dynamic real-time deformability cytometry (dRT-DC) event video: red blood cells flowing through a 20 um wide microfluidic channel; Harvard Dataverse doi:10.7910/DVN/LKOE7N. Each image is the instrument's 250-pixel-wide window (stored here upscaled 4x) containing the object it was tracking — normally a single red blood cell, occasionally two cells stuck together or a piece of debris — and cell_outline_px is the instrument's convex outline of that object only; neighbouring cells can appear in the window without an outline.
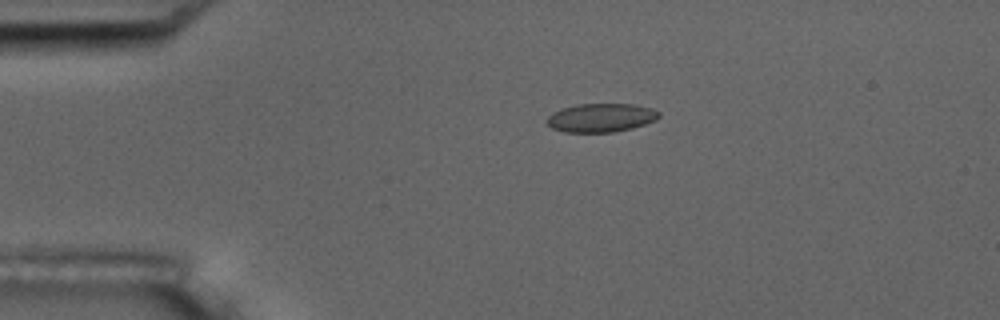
{"species": "common noctule bat (a hibernating species)", "species_latin": "Nyctalus noctula", "temperature_condition": "room temperature", "stored_images_in_passage": 8, "camera_frame_rate_fps": 3000, "um_per_image_px": 0.085, "animal": {"sex": "male", "body_mass_g": 17.5, "forearm_length_mm": 52.3}, "frame": {"image": 1, "passage_image": 4, "time_ms": 3.667, "image_size_px": [1000, 320], "cell_outline_px": [[660, 116], [656, 120], [632, 128], [612, 132], [564, 132], [552, 128], [544, 120], [552, 112], [576, 104], [632, 104], [652, 108], [660, 112]], "centroid_in_image_um": [51.07, 10.0], "position_along_channel_um": 33.9, "area_um2": 18.73}}